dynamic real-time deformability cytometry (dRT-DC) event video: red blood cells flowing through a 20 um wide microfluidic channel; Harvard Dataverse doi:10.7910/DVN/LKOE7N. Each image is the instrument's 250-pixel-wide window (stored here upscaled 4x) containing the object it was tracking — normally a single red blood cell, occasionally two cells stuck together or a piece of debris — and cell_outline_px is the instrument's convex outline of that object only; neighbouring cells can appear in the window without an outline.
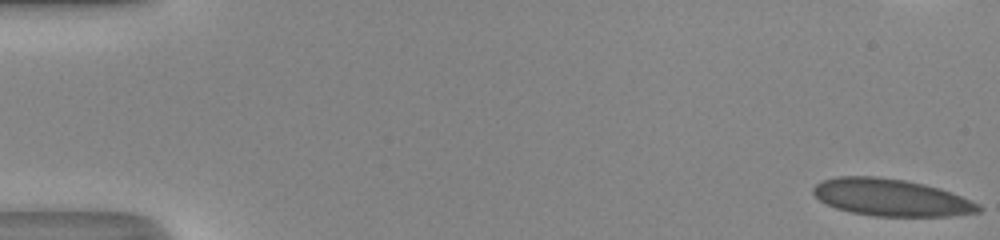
{"species": "human", "species_latin": "Homo sapiens", "temperature_condition": "room temperature", "stored_images_in_passage": 50, "camera_frame_rate_fps": 3000, "um_per_image_px": 0.085, "donor": {"sex": "male"}, "frame": {"image": 1, "passage_image": 1, "time_ms": 0.0, "image_size_px": [1000, 240], "cell_outline_px": [[984, 208], [980, 212], [948, 216], [876, 216], [852, 212], [836, 208], [820, 200], [812, 192], [812, 188], [816, 184], [824, 180], [836, 176], [876, 176], [904, 180], [924, 184], [940, 188], [980, 204]], "centroid_in_image_um": [75.76, 16.78], "position_along_channel_um": 9.2, "area_um2": 35.6}}
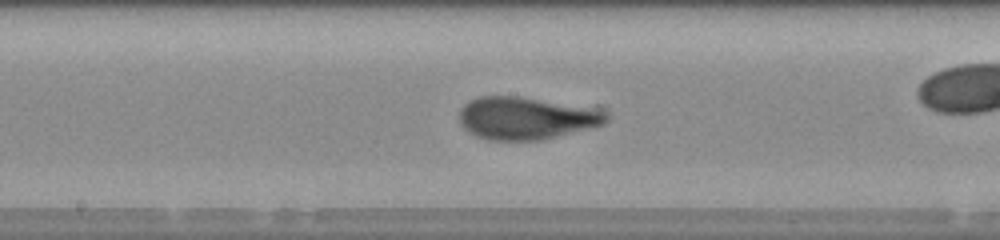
{"frame": {"image": 2, "passage_image": 27, "time_ms": 8.667, "image_size_px": [1000, 240], "cell_outline_px": [[608, 120], [604, 124], [596, 128], [540, 140], [488, 140], [476, 136], [468, 132], [460, 124], [460, 108], [468, 100], [480, 96], [520, 96], [608, 112]], "centroid_in_image_um": [44.69, 10.06], "position_along_channel_um": 203.5, "area_um2": 36.36}}
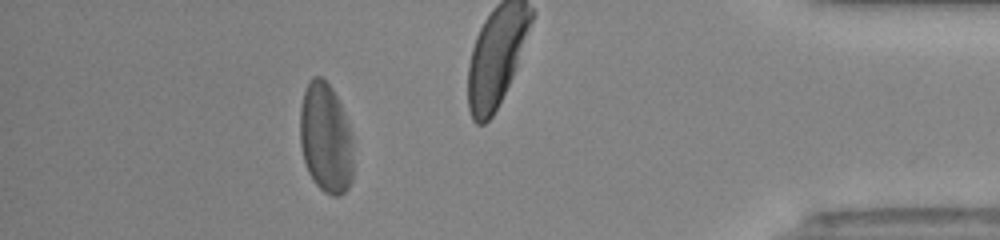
{"frame": {"image": 3, "passage_image": 45, "time_ms": 14.667, "image_size_px": [1000, 240], "cell_outline_px": [[352, 180], [348, 188], [340, 196], [332, 196], [324, 192], [316, 184], [308, 172], [304, 160], [300, 144], [300, 108], [304, 92], [312, 76], [320, 76], [332, 88], [344, 112], [352, 136]], "centroid_in_image_um": [27.68, 11.76], "position_along_channel_um": 407.5, "area_um2": 34.22}, "authors_computed_cell_mechanics": {"area_um2": 35.6048, "velocity_mm_per_s": 4.2006, "shape_relaxation_time_tau1_ms": 4.863, "shape_relaxation_time_tau2_ms": null, "deformation_change_tau1": 0.1876, "deformation_change_tau2": null}}